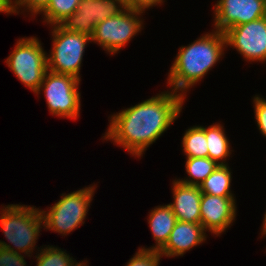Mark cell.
I'll return each instance as SVG.
<instances>
[{"label":"cell","mask_w":266,"mask_h":266,"mask_svg":"<svg viewBox=\"0 0 266 266\" xmlns=\"http://www.w3.org/2000/svg\"><path fill=\"white\" fill-rule=\"evenodd\" d=\"M185 97L164 91L110 116V125L103 136L134 157H142L177 118Z\"/></svg>","instance_id":"obj_1"},{"label":"cell","mask_w":266,"mask_h":266,"mask_svg":"<svg viewBox=\"0 0 266 266\" xmlns=\"http://www.w3.org/2000/svg\"><path fill=\"white\" fill-rule=\"evenodd\" d=\"M225 48L224 33L217 30L207 32L188 46H182L168 73L170 89L186 97V92L222 58Z\"/></svg>","instance_id":"obj_2"},{"label":"cell","mask_w":266,"mask_h":266,"mask_svg":"<svg viewBox=\"0 0 266 266\" xmlns=\"http://www.w3.org/2000/svg\"><path fill=\"white\" fill-rule=\"evenodd\" d=\"M0 209L3 234L15 248L1 240L0 247L32 257L36 240L44 226L41 209L24 204H10Z\"/></svg>","instance_id":"obj_3"},{"label":"cell","mask_w":266,"mask_h":266,"mask_svg":"<svg viewBox=\"0 0 266 266\" xmlns=\"http://www.w3.org/2000/svg\"><path fill=\"white\" fill-rule=\"evenodd\" d=\"M95 187L97 188L95 184L89 185V187L62 194V198L47 209L48 211L41 209L44 229L67 235L84 224V219L93 200Z\"/></svg>","instance_id":"obj_4"},{"label":"cell","mask_w":266,"mask_h":266,"mask_svg":"<svg viewBox=\"0 0 266 266\" xmlns=\"http://www.w3.org/2000/svg\"><path fill=\"white\" fill-rule=\"evenodd\" d=\"M52 49L47 55L48 70L58 74L72 75L79 80L83 54L91 37L67 31L60 25L51 26Z\"/></svg>","instance_id":"obj_5"},{"label":"cell","mask_w":266,"mask_h":266,"mask_svg":"<svg viewBox=\"0 0 266 266\" xmlns=\"http://www.w3.org/2000/svg\"><path fill=\"white\" fill-rule=\"evenodd\" d=\"M5 62L18 80L34 93L48 71L47 53L34 36L19 39Z\"/></svg>","instance_id":"obj_6"},{"label":"cell","mask_w":266,"mask_h":266,"mask_svg":"<svg viewBox=\"0 0 266 266\" xmlns=\"http://www.w3.org/2000/svg\"><path fill=\"white\" fill-rule=\"evenodd\" d=\"M78 78L68 74L47 71L35 94L43 91L50 114L68 119H77L81 109V93Z\"/></svg>","instance_id":"obj_7"},{"label":"cell","mask_w":266,"mask_h":266,"mask_svg":"<svg viewBox=\"0 0 266 266\" xmlns=\"http://www.w3.org/2000/svg\"><path fill=\"white\" fill-rule=\"evenodd\" d=\"M142 12L125 8L118 15L109 17L98 23L91 35V43L114 55L122 49L138 32H141L143 20Z\"/></svg>","instance_id":"obj_8"},{"label":"cell","mask_w":266,"mask_h":266,"mask_svg":"<svg viewBox=\"0 0 266 266\" xmlns=\"http://www.w3.org/2000/svg\"><path fill=\"white\" fill-rule=\"evenodd\" d=\"M223 33L226 47L235 48L246 61H266V16L231 27Z\"/></svg>","instance_id":"obj_9"},{"label":"cell","mask_w":266,"mask_h":266,"mask_svg":"<svg viewBox=\"0 0 266 266\" xmlns=\"http://www.w3.org/2000/svg\"><path fill=\"white\" fill-rule=\"evenodd\" d=\"M125 7L112 0H81L77 10L59 25L67 31L91 37L96 25L103 20L118 15Z\"/></svg>","instance_id":"obj_10"},{"label":"cell","mask_w":266,"mask_h":266,"mask_svg":"<svg viewBox=\"0 0 266 266\" xmlns=\"http://www.w3.org/2000/svg\"><path fill=\"white\" fill-rule=\"evenodd\" d=\"M214 7V29L225 32L266 16V0H217Z\"/></svg>","instance_id":"obj_11"},{"label":"cell","mask_w":266,"mask_h":266,"mask_svg":"<svg viewBox=\"0 0 266 266\" xmlns=\"http://www.w3.org/2000/svg\"><path fill=\"white\" fill-rule=\"evenodd\" d=\"M236 208L235 197H220L202 193L200 223L205 231L220 236L235 221Z\"/></svg>","instance_id":"obj_12"},{"label":"cell","mask_w":266,"mask_h":266,"mask_svg":"<svg viewBox=\"0 0 266 266\" xmlns=\"http://www.w3.org/2000/svg\"><path fill=\"white\" fill-rule=\"evenodd\" d=\"M206 231L201 223L177 221L165 246L159 251L165 257L183 256L193 247L206 241Z\"/></svg>","instance_id":"obj_13"},{"label":"cell","mask_w":266,"mask_h":266,"mask_svg":"<svg viewBox=\"0 0 266 266\" xmlns=\"http://www.w3.org/2000/svg\"><path fill=\"white\" fill-rule=\"evenodd\" d=\"M174 201L169 203L178 221L200 223V202L202 192L199 186L186 185L173 180Z\"/></svg>","instance_id":"obj_14"},{"label":"cell","mask_w":266,"mask_h":266,"mask_svg":"<svg viewBox=\"0 0 266 266\" xmlns=\"http://www.w3.org/2000/svg\"><path fill=\"white\" fill-rule=\"evenodd\" d=\"M148 216V224L156 245L147 248V250L160 251L167 243L178 220L169 204L156 206Z\"/></svg>","instance_id":"obj_15"},{"label":"cell","mask_w":266,"mask_h":266,"mask_svg":"<svg viewBox=\"0 0 266 266\" xmlns=\"http://www.w3.org/2000/svg\"><path fill=\"white\" fill-rule=\"evenodd\" d=\"M205 135L208 147V157L218 165H227V158L230 157L231 149L229 139L225 134L224 127L216 123L205 127Z\"/></svg>","instance_id":"obj_16"},{"label":"cell","mask_w":266,"mask_h":266,"mask_svg":"<svg viewBox=\"0 0 266 266\" xmlns=\"http://www.w3.org/2000/svg\"><path fill=\"white\" fill-rule=\"evenodd\" d=\"M231 168L227 165L218 167L200 184V191L204 194L220 197H234L231 191Z\"/></svg>","instance_id":"obj_17"},{"label":"cell","mask_w":266,"mask_h":266,"mask_svg":"<svg viewBox=\"0 0 266 266\" xmlns=\"http://www.w3.org/2000/svg\"><path fill=\"white\" fill-rule=\"evenodd\" d=\"M217 167L218 164L209 157L186 158L185 168L189 178L177 180L186 185L200 186Z\"/></svg>","instance_id":"obj_18"},{"label":"cell","mask_w":266,"mask_h":266,"mask_svg":"<svg viewBox=\"0 0 266 266\" xmlns=\"http://www.w3.org/2000/svg\"><path fill=\"white\" fill-rule=\"evenodd\" d=\"M186 158L208 157V147L204 126H193L186 130L182 138Z\"/></svg>","instance_id":"obj_19"},{"label":"cell","mask_w":266,"mask_h":266,"mask_svg":"<svg viewBox=\"0 0 266 266\" xmlns=\"http://www.w3.org/2000/svg\"><path fill=\"white\" fill-rule=\"evenodd\" d=\"M81 0H50L47 7L41 12L44 22L49 26L59 25L68 16L74 13Z\"/></svg>","instance_id":"obj_20"},{"label":"cell","mask_w":266,"mask_h":266,"mask_svg":"<svg viewBox=\"0 0 266 266\" xmlns=\"http://www.w3.org/2000/svg\"><path fill=\"white\" fill-rule=\"evenodd\" d=\"M40 253L35 256L36 266H73L76 262L73 257H70L65 251L59 247L47 246L40 248Z\"/></svg>","instance_id":"obj_21"},{"label":"cell","mask_w":266,"mask_h":266,"mask_svg":"<svg viewBox=\"0 0 266 266\" xmlns=\"http://www.w3.org/2000/svg\"><path fill=\"white\" fill-rule=\"evenodd\" d=\"M162 255L157 250L139 248L125 266H159Z\"/></svg>","instance_id":"obj_22"},{"label":"cell","mask_w":266,"mask_h":266,"mask_svg":"<svg viewBox=\"0 0 266 266\" xmlns=\"http://www.w3.org/2000/svg\"><path fill=\"white\" fill-rule=\"evenodd\" d=\"M49 2L50 0H10L11 14H19L21 8H24L34 16L40 14Z\"/></svg>","instance_id":"obj_23"},{"label":"cell","mask_w":266,"mask_h":266,"mask_svg":"<svg viewBox=\"0 0 266 266\" xmlns=\"http://www.w3.org/2000/svg\"><path fill=\"white\" fill-rule=\"evenodd\" d=\"M254 115L257 127L261 134L266 137V99L255 95L253 98Z\"/></svg>","instance_id":"obj_24"},{"label":"cell","mask_w":266,"mask_h":266,"mask_svg":"<svg viewBox=\"0 0 266 266\" xmlns=\"http://www.w3.org/2000/svg\"><path fill=\"white\" fill-rule=\"evenodd\" d=\"M24 255L0 247V266H26Z\"/></svg>","instance_id":"obj_25"},{"label":"cell","mask_w":266,"mask_h":266,"mask_svg":"<svg viewBox=\"0 0 266 266\" xmlns=\"http://www.w3.org/2000/svg\"><path fill=\"white\" fill-rule=\"evenodd\" d=\"M163 2H165V0H131L130 9L143 13L146 9H149L153 6L155 7L156 5H162Z\"/></svg>","instance_id":"obj_26"},{"label":"cell","mask_w":266,"mask_h":266,"mask_svg":"<svg viewBox=\"0 0 266 266\" xmlns=\"http://www.w3.org/2000/svg\"><path fill=\"white\" fill-rule=\"evenodd\" d=\"M1 12L11 15L10 0H0V13Z\"/></svg>","instance_id":"obj_27"},{"label":"cell","mask_w":266,"mask_h":266,"mask_svg":"<svg viewBox=\"0 0 266 266\" xmlns=\"http://www.w3.org/2000/svg\"><path fill=\"white\" fill-rule=\"evenodd\" d=\"M112 1H117L118 3L122 4L125 8H130L131 0H112Z\"/></svg>","instance_id":"obj_28"},{"label":"cell","mask_w":266,"mask_h":266,"mask_svg":"<svg viewBox=\"0 0 266 266\" xmlns=\"http://www.w3.org/2000/svg\"><path fill=\"white\" fill-rule=\"evenodd\" d=\"M261 230H262L261 231L262 237H263V235L265 237L266 236V212H265V215H264L263 225H262V229Z\"/></svg>","instance_id":"obj_29"},{"label":"cell","mask_w":266,"mask_h":266,"mask_svg":"<svg viewBox=\"0 0 266 266\" xmlns=\"http://www.w3.org/2000/svg\"><path fill=\"white\" fill-rule=\"evenodd\" d=\"M87 262H84V261H82V262H75L74 264H73V266H88L87 264H86Z\"/></svg>","instance_id":"obj_30"}]
</instances>
